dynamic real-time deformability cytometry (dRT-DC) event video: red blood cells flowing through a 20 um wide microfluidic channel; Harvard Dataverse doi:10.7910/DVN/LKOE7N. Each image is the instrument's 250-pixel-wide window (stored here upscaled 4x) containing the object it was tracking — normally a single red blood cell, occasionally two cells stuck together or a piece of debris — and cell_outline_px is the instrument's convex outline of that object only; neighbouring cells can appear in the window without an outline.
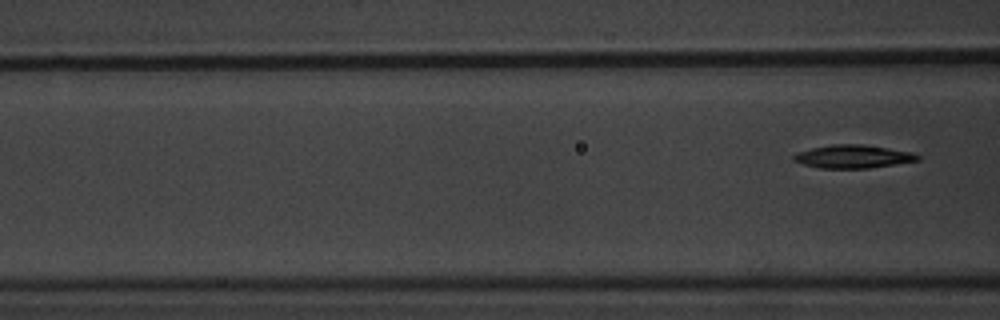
{"species": "common noctule bat (a hibernating species)", "species_latin": "Nyctalus noctula", "temperature_condition": "warm", "stored_images_in_passage": 7, "segment_of_instrument_passage": [2, 2], "camera_frame_rate_fps": 3000, "um_per_image_px": 0.085, "animal": {"sex": "male", "body_mass_g": 20.1, "forearm_length_mm": 53.5}, "frame": {"image": 1, "passage_image": 7, "time_ms": 7.667, "image_size_px": [1000, 320], "cell_outline_px": [[920, 160], [868, 168], [820, 168], [804, 164], [792, 160], [792, 156], [800, 152], [812, 148], [832, 144], [860, 144], [912, 152], [920, 156]], "centroid_in_image_um": [72.5, 13.3], "position_along_channel_um": 94.1, "area_um2": 16.47}}